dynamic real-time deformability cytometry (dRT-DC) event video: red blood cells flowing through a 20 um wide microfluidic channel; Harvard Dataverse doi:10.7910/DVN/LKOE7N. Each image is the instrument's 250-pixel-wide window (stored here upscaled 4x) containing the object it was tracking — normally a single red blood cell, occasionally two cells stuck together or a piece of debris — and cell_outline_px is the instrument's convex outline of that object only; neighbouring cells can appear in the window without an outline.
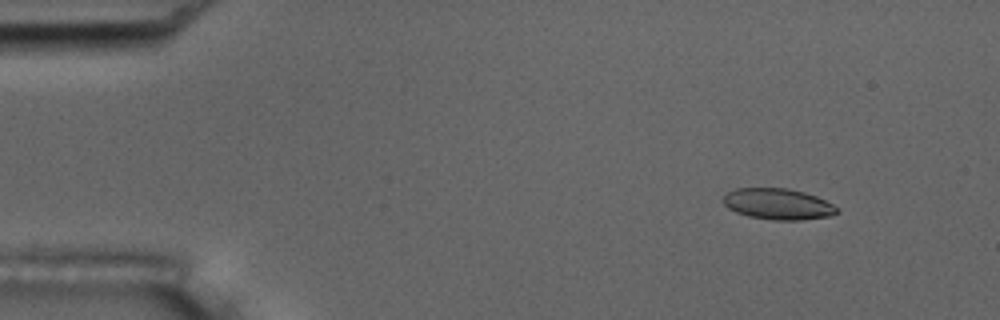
{"species": "common noctule bat (a hibernating species)", "species_latin": "Nyctalus noctula", "temperature_condition": "room temperature", "stored_images_in_passage": 15, "camera_frame_rate_fps": 3000, "um_per_image_px": 0.085, "animal": {"sex": "male", "body_mass_g": 17.5, "forearm_length_mm": 52.3}, "frame": {"image": 1, "passage_image": 7, "time_ms": 2.0, "image_size_px": [1000, 320], "cell_outline_px": [[840, 212], [832, 216], [800, 220], [772, 220], [748, 216], [736, 212], [728, 208], [724, 204], [724, 196], [728, 192], [736, 188], [788, 188], [804, 192], [816, 196], [840, 208]], "centroid_in_image_um": [66.17, 17.35], "position_along_channel_um": 18.8, "area_um2": 20.69}}